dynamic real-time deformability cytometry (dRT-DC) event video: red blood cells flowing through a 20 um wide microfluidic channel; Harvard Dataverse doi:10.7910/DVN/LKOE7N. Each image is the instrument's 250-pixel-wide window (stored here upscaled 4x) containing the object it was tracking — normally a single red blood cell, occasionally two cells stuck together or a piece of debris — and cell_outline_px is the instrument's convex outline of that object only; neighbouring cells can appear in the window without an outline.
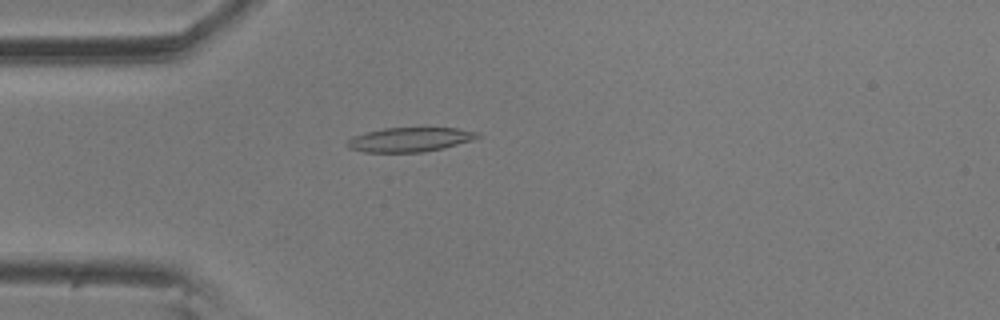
{"species": "common noctule bat (a hibernating species)", "species_latin": "Nyctalus noctula", "temperature_condition": "room temperature", "stored_images_in_passage": 56, "camera_frame_rate_fps": 3000, "um_per_image_px": 0.085, "animal": {"sex": "male", "body_mass_g": 20.5, "forearm_length_mm": 52.5}, "frame": {"image": 1, "passage_image": 15, "time_ms": 4.667, "image_size_px": [1000, 320], "cell_outline_px": [[484, 136], [472, 140], [444, 148], [420, 152], [364, 152], [348, 148], [344, 144], [352, 136], [364, 132], [384, 128], [456, 128], [480, 132]], "centroid_in_image_um": [34.83, 11.86], "position_along_channel_um": 50.2, "area_um2": 18.67}}
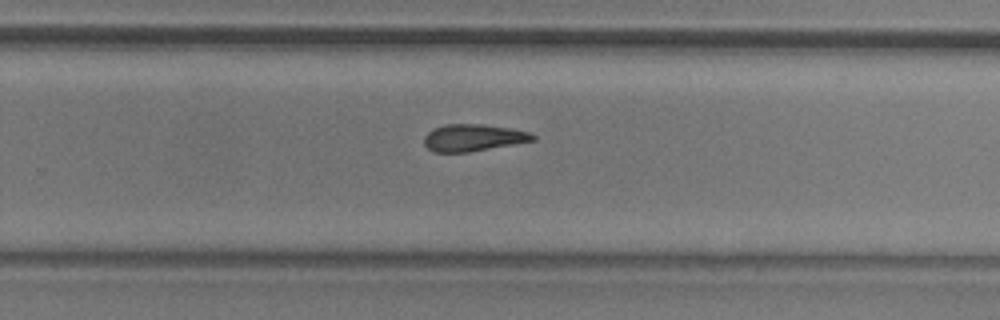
{"frame": {"image": 2, "passage_image": 36, "time_ms": 11.667, "image_size_px": [1000, 320], "cell_outline_px": [[536, 140], [468, 152], [432, 152], [424, 144], [424, 136], [432, 128], [444, 124], [484, 124], [508, 128], [528, 132], [536, 136]], "centroid_in_image_um": [40.18, 11.7], "position_along_channel_um": 289.6, "area_um2": 17.05}}
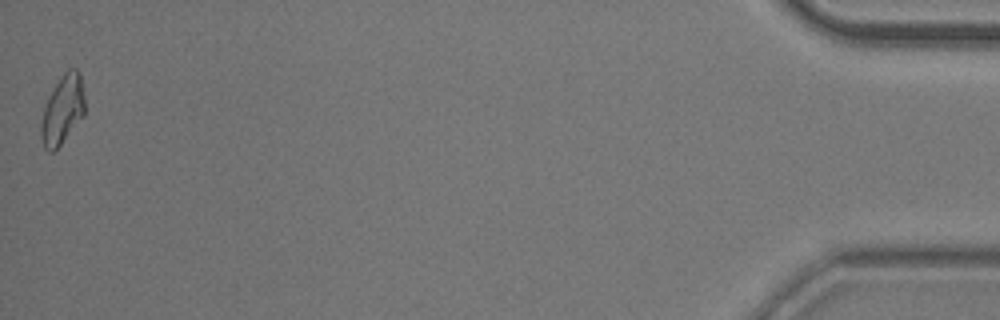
{"frame": {"image": 3, "passage_image": 56, "time_ms": 18.333, "image_size_px": [1000, 320], "cell_outline_px": [[84, 116], [60, 144], [52, 152], [48, 152], [44, 148], [40, 136], [40, 124], [44, 108], [56, 84], [64, 72], [68, 68], [76, 68], [80, 72], [84, 96]], "centroid_in_image_um": [5.32, 9.33], "position_along_channel_um": 429.9, "area_um2": 17.34}, "authors_computed_cell_mechanics": {"area_um2": 17.7157, "velocity_mm_per_s": 3.5557, "shape_relaxation_time_tau1_ms": 5.9252, "shape_relaxation_time_tau2_ms": 9.5328, "deformation_change_tau1": 0.1895, "deformation_change_tau2": 0.218}}